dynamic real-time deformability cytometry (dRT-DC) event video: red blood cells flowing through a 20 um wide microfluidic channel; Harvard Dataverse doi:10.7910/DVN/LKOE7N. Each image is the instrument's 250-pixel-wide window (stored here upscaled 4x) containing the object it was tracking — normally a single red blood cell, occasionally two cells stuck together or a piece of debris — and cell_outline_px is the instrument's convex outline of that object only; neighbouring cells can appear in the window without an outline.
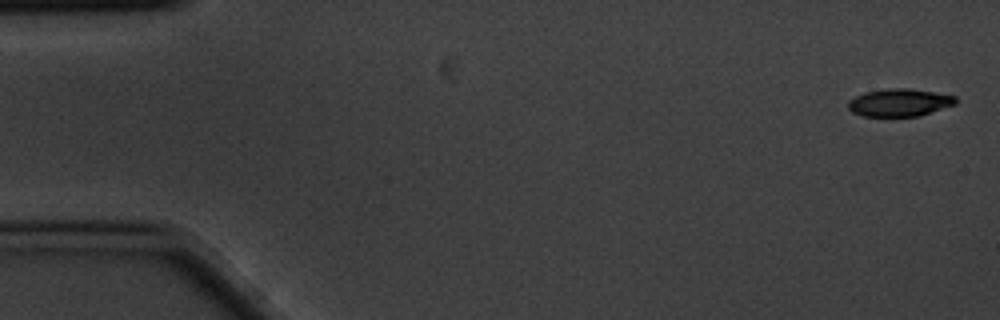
{"species": "common noctule bat (a hibernating species)", "species_latin": "Nyctalus noctula", "temperature_condition": "cold", "stored_images_in_passage": 5, "camera_frame_rate_fps": 3000, "um_per_image_px": 0.085, "animal": {"sex": "male", "body_mass_g": 20.1, "forearm_length_mm": 53.5}, "frame": {"image": 1, "passage_image": 1, "time_ms": 0.0, "image_size_px": [1000, 320], "cell_outline_px": [[956, 104], [920, 116], [860, 116], [852, 112], [848, 108], [848, 100], [864, 92], [884, 88], [908, 88], [956, 96]], "centroid_in_image_um": [76.42, 8.72], "position_along_channel_um": 8.6, "area_um2": 17.4}}
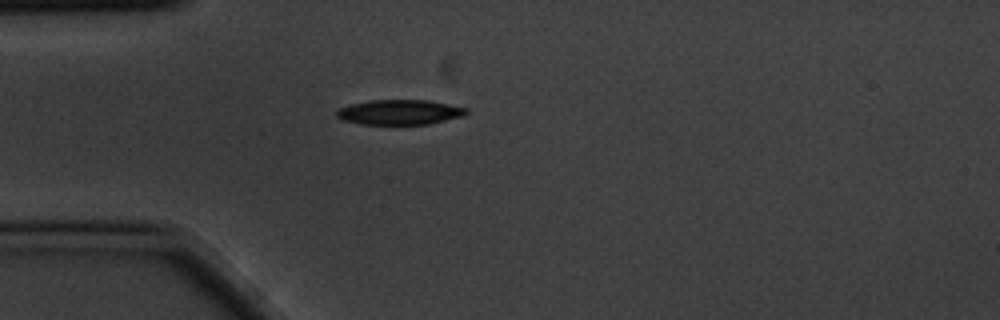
{"frame": {"image": 2, "passage_image": 5, "time_ms": 1.333, "image_size_px": [1000, 320], "cell_outline_px": [[468, 112], [464, 116], [428, 124], [360, 124], [340, 120], [336, 116], [336, 108], [368, 100], [428, 100], [468, 108]], "centroid_in_image_um": [33.93, 9.53], "position_along_channel_um": 51.1, "area_um2": 19.02}}